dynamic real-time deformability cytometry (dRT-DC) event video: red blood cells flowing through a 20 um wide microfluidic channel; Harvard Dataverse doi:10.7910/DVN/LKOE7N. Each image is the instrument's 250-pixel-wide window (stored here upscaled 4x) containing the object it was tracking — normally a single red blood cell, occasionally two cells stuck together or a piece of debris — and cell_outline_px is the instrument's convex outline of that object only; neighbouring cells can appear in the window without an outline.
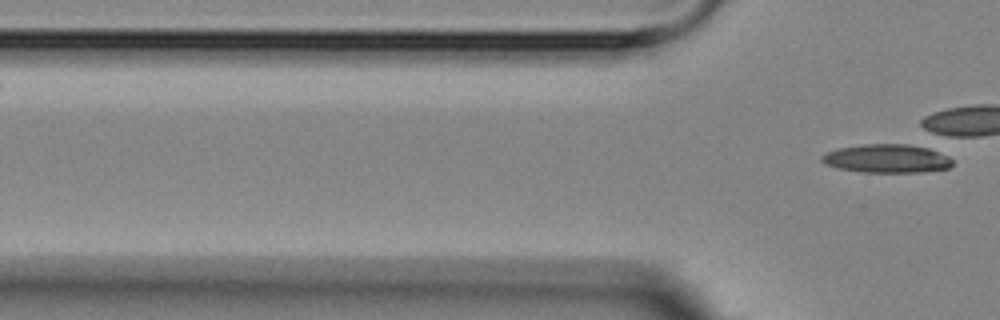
{"species": "Egyptian fruit bat (a non-hibernating species)", "species_latin": "Rousettus aegyptiacus", "temperature_condition": "room temperature", "stored_images_in_passage": 3, "camera_frame_rate_fps": 3000, "um_per_image_px": 0.085, "animal": {"sex": "female"}, "frame": {"image": 1, "passage_image": 3, "time_ms": 3.667, "image_size_px": [1000, 320], "cell_outline_px": [[952, 164], [948, 168], [924, 172], [864, 172], [840, 168], [824, 164], [820, 160], [820, 156], [836, 148], [864, 144], [928, 144], [948, 156], [952, 160]], "centroid_in_image_um": [75.45, 13.45], "position_along_channel_um": 50.3, "area_um2": 22.25}}